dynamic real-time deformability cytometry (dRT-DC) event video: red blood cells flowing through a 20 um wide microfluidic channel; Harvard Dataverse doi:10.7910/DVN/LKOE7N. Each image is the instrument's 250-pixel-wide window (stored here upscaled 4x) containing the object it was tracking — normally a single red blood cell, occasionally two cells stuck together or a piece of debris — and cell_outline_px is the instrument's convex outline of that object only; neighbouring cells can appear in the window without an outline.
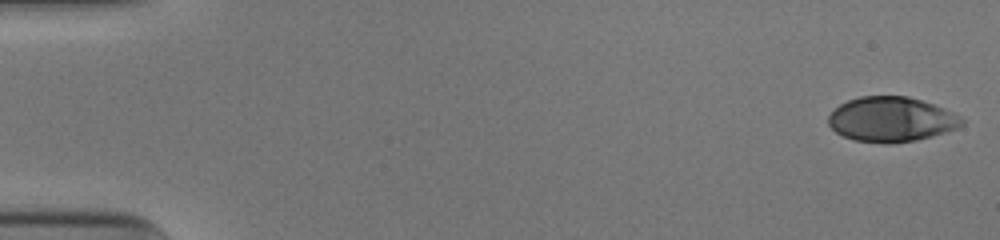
{"species": "human", "species_latin": "Homo sapiens", "temperature_condition": "cold", "stored_images_in_passage": 52, "camera_frame_rate_fps": 3000, "um_per_image_px": 0.085, "donor": {"sex": "male"}, "frame": {"image": 1, "passage_image": 1, "time_ms": 0.0, "image_size_px": [1000, 240], "cell_outline_px": [[964, 124], [956, 128], [932, 136], [916, 140], [888, 144], [852, 140], [836, 132], [828, 124], [828, 116], [840, 104], [848, 100], [860, 96], [908, 96], [944, 108], [960, 116], [964, 120]], "centroid_in_image_um": [75.75, 10.15], "position_along_channel_um": 9.3, "area_um2": 34.8}}
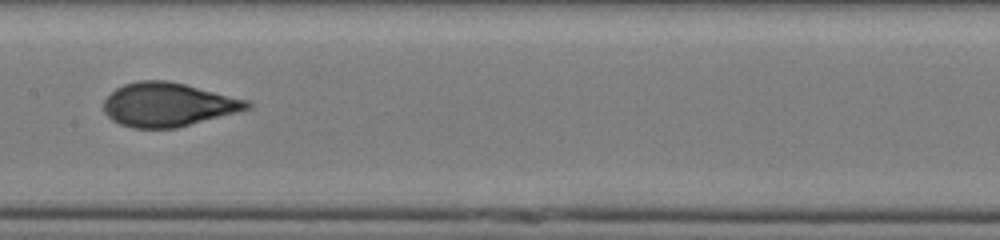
{"frame": {"image": 2, "passage_image": 27, "time_ms": 8.667, "image_size_px": [1000, 240], "cell_outline_px": [[252, 108], [176, 128], [132, 128], [120, 124], [112, 120], [104, 112], [104, 100], [116, 88], [124, 84], [140, 80], [168, 80], [248, 100], [252, 104]], "centroid_in_image_um": [14.27, 8.89], "position_along_channel_um": 193.1, "area_um2": 36.41}}
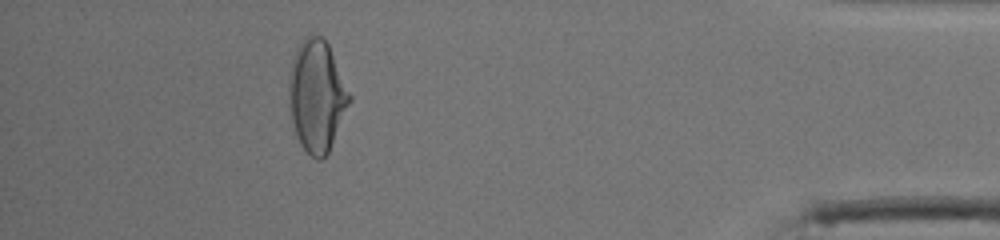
{"frame": {"image": 3, "passage_image": 47, "time_ms": 15.333, "image_size_px": [1000, 240], "cell_outline_px": [[352, 100], [328, 152], [320, 160], [316, 160], [300, 144], [292, 128], [288, 108], [288, 76], [292, 60], [296, 48], [308, 36], [324, 36], [328, 44], [352, 96]], "centroid_in_image_um": [26.9, 8.16], "position_along_channel_um": 408.3, "area_um2": 39.71}, "authors_computed_cell_mechanics": {"area_um2": 35.9516, "velocity_mm_per_s": 3.9531, "shape_relaxation_time_tau1_ms": 6.8118, "shape_relaxation_time_tau2_ms": null, "deformation_change_tau1": 0.2454, "deformation_change_tau2": null}}